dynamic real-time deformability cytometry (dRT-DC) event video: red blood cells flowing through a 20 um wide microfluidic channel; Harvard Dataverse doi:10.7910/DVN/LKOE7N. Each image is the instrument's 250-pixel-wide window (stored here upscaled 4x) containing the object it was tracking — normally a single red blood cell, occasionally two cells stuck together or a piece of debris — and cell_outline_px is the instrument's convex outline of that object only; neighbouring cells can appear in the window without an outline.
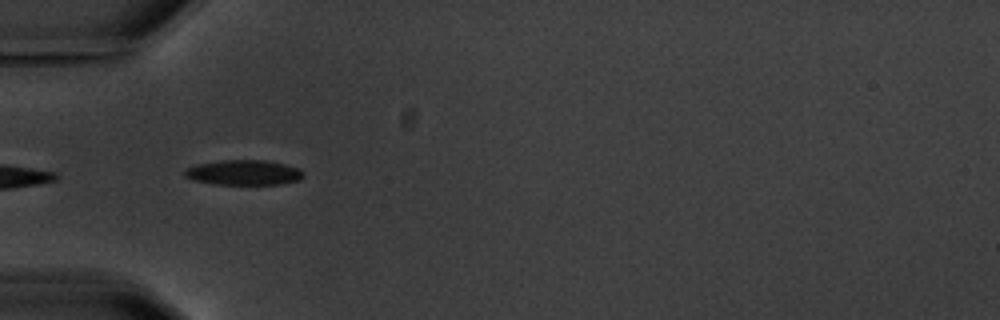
{"species": "common noctule bat (a hibernating species)", "species_latin": "Nyctalus noctula", "temperature_condition": "warm", "stored_images_in_passage": 7, "camera_frame_rate_fps": 3000, "um_per_image_px": 0.085, "animal": {"sex": "male", "body_mass_g": 20.1, "forearm_length_mm": 53.5}, "frame": {"image": 1, "passage_image": 6, "time_ms": 6.0, "image_size_px": [1000, 320], "cell_outline_px": [[304, 176], [300, 180], [280, 184], [212, 184], [192, 180], [184, 176], [184, 172], [188, 168], [196, 164], [224, 160], [264, 160], [284, 164], [300, 168], [304, 172]], "centroid_in_image_um": [20.73, 14.67], "position_along_channel_um": 64.3, "area_um2": 17.4}}
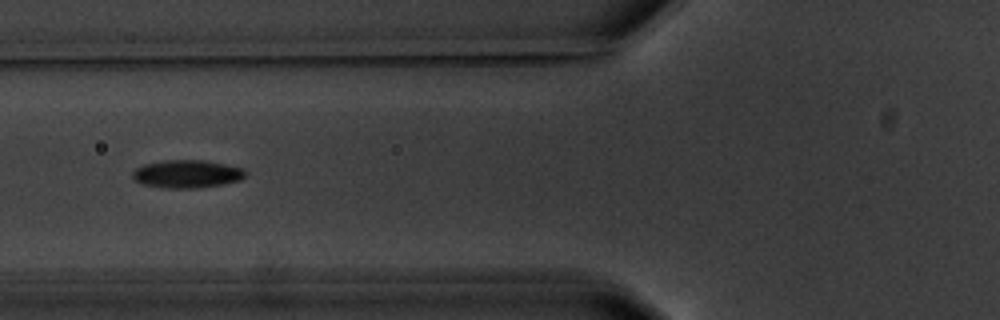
{"frame": {"image": 2, "passage_image": 7, "time_ms": 7.333, "image_size_px": [1000, 320], "cell_outline_px": [[248, 172], [240, 180], [200, 188], [168, 188], [144, 184], [132, 180], [132, 172], [136, 168], [144, 164], [168, 160], [204, 160], [244, 168]], "centroid_in_image_um": [15.89, 14.78], "position_along_channel_um": 109.9, "area_um2": 18.32}}